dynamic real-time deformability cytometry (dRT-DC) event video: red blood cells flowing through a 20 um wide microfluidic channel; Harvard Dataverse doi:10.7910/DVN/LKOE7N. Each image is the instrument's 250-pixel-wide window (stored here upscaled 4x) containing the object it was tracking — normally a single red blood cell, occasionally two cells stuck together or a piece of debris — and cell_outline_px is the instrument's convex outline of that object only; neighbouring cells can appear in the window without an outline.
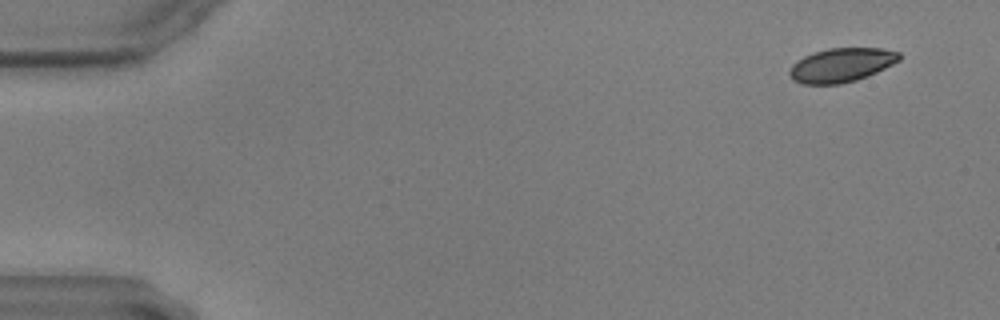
{"species": "common noctule bat (a hibernating species)", "species_latin": "Nyctalus noctula", "temperature_condition": "warm", "stored_images_in_passage": 59, "camera_frame_rate_fps": 3000, "um_per_image_px": 0.085, "animal": {"sex": "male", "body_mass_g": 17.9, "forearm_length_mm": 54.2}, "frame": {"image": 1, "passage_image": 4, "time_ms": 1.0, "image_size_px": [1000, 320], "cell_outline_px": [[900, 60], [876, 72], [856, 80], [840, 84], [804, 84], [792, 80], [788, 72], [792, 64], [804, 56], [828, 48], [884, 48], [900, 52]], "centroid_in_image_um": [71.51, 5.53], "position_along_channel_um": 13.5, "area_um2": 21.68}}
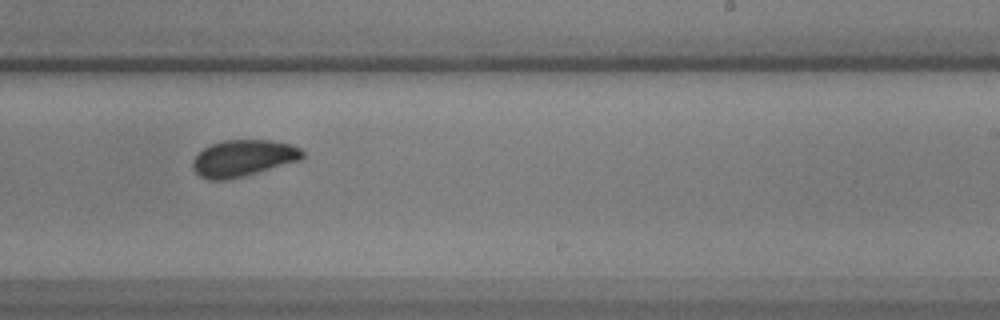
{"frame": {"image": 2, "passage_image": 37, "time_ms": 12.0, "image_size_px": [1000, 320], "cell_outline_px": [[304, 156], [300, 160], [244, 176], [224, 180], [208, 180], [200, 176], [192, 168], [192, 160], [204, 148], [212, 144], [224, 140], [268, 140], [292, 144], [300, 148], [304, 152]], "centroid_in_image_um": [20.67, 13.44], "position_along_channel_um": 268.3, "area_um2": 23.29}}
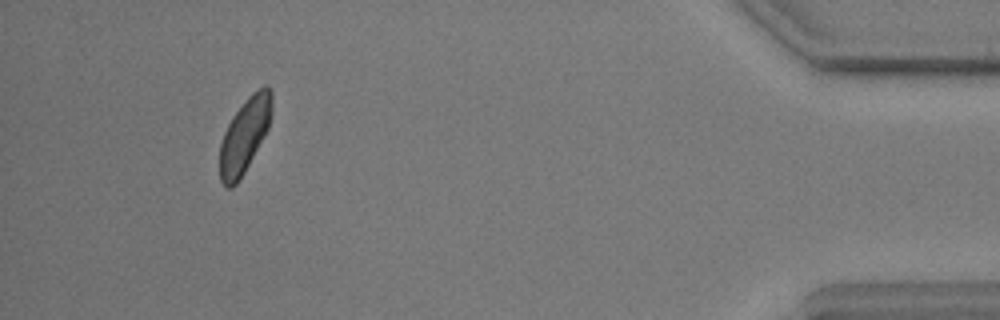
{"frame": {"image": 3, "passage_image": 55, "time_ms": 18.0, "image_size_px": [1000, 320], "cell_outline_px": [[272, 112], [268, 128], [264, 136], [244, 172], [236, 184], [232, 188], [228, 188], [220, 180], [220, 144], [224, 132], [232, 116], [248, 96], [252, 92], [264, 84], [268, 84], [272, 88]], "centroid_in_image_um": [20.81, 11.44], "position_along_channel_um": 414.4, "area_um2": 22.6}}